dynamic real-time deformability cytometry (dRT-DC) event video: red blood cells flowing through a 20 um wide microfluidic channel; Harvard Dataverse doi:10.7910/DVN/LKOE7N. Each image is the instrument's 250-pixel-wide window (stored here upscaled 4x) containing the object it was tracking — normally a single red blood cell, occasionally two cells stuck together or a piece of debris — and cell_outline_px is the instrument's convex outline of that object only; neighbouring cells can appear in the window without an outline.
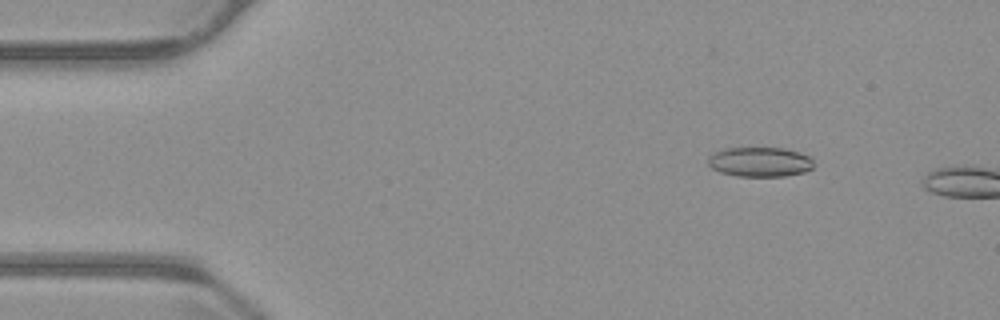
{"species": "common noctule bat (a hibernating species)", "species_latin": "Nyctalus noctula", "temperature_condition": "warm", "stored_images_in_passage": 10, "camera_frame_rate_fps": 3000, "um_per_image_px": 0.085, "animal": {"sex": "male", "body_mass_g": 23.1, "forearm_length_mm": 52.7}, "frame": {"image": 1, "passage_image": 7, "time_ms": 2.0, "image_size_px": [1000, 320], "cell_outline_px": [[812, 168], [804, 172], [784, 176], [736, 176], [720, 172], [712, 168], [708, 164], [708, 156], [712, 152], [720, 148], [784, 148], [812, 156]], "centroid_in_image_um": [64.55, 13.75], "position_along_channel_um": 20.4, "area_um2": 18.44}}